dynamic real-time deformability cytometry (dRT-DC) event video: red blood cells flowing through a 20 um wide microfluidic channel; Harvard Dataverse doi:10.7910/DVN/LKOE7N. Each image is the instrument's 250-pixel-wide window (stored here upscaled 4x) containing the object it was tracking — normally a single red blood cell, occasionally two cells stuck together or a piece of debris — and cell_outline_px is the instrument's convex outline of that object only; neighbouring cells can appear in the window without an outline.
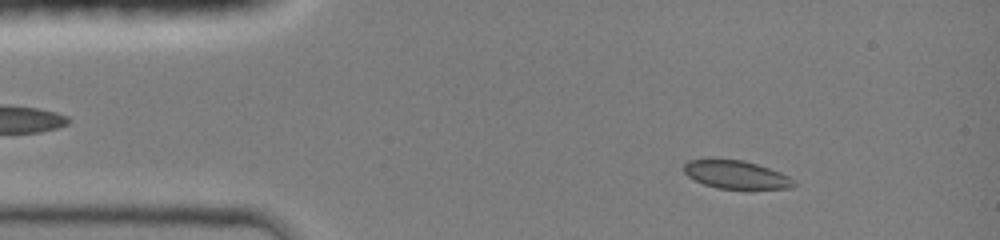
{"species": "common noctule bat (a hibernating species)", "species_latin": "Nyctalus noctula", "temperature_condition": "room temperature", "stored_images_in_passage": 44, "camera_frame_rate_fps": 3000, "um_per_image_px": 0.085, "animal": {"sex": "female", "body_mass_g": 19.0, "forearm_length_mm": 51.5}, "frame": {"image": 1, "passage_image": 5, "time_ms": 1.333, "image_size_px": [1000, 240], "cell_outline_px": [[796, 184], [788, 188], [716, 188], [704, 184], [688, 176], [684, 172], [684, 164], [688, 160], [744, 160], [780, 172], [788, 176]], "centroid_in_image_um": [62.54, 14.84], "position_along_channel_um": 22.5, "area_um2": 17.46}}
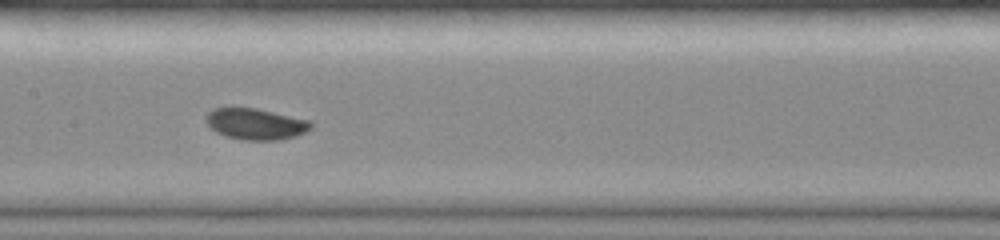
{"frame": {"image": 2, "passage_image": 21, "time_ms": 6.667, "image_size_px": [1000, 240], "cell_outline_px": [[312, 128], [296, 136], [280, 140], [244, 140], [228, 136], [216, 132], [204, 120], [204, 116], [212, 108], [256, 108], [308, 120], [312, 124]], "centroid_in_image_um": [21.71, 10.54], "position_along_channel_um": 185.7, "area_um2": 18.96}}
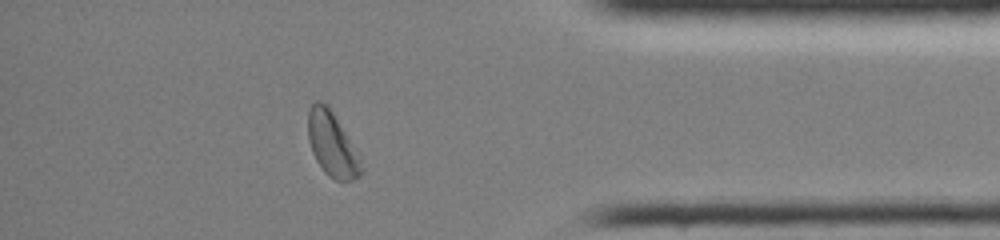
{"frame": {"image": 3, "passage_image": 38, "time_ms": 12.333, "image_size_px": [1000, 240], "cell_outline_px": [[360, 176], [352, 180], [336, 180], [328, 176], [324, 172], [316, 160], [312, 152], [308, 140], [308, 112], [312, 104], [316, 100], [320, 100], [328, 104], [360, 160]], "centroid_in_image_um": [28.16, 12.25], "position_along_channel_um": 407.0, "area_um2": 19.36}, "authors_computed_cell_mechanics": {"area_um2": 18.8717, "velocity_mm_per_s": 4.1794, "shape_relaxation_time_tau1_ms": 7.1259, "shape_relaxation_time_tau2_ms": null, "deformation_change_tau1": 0.1735, "deformation_change_tau2": null}}